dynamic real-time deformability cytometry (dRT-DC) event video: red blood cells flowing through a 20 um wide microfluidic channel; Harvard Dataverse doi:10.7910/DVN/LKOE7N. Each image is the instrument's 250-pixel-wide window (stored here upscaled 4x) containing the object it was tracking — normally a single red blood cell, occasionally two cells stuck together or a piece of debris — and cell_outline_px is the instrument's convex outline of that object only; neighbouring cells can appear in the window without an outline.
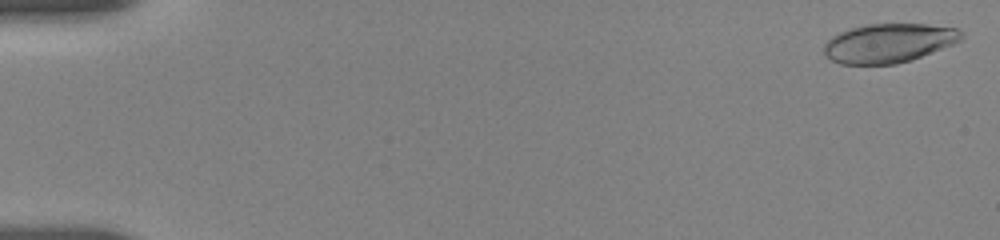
{"species": "human", "species_latin": "Homo sapiens", "temperature_condition": "room temperature", "stored_images_in_passage": 12, "camera_frame_rate_fps": 3000, "um_per_image_px": 0.085, "donor": {"sex": "female"}, "frame": {"image": 1, "passage_image": 2, "time_ms": 0.333, "image_size_px": [1000, 240], "cell_outline_px": [[964, 36], [960, 40], [952, 44], [912, 60], [896, 64], [840, 64], [824, 56], [824, 44], [832, 36], [840, 32], [852, 28], [868, 24], [928, 24], [956, 28], [964, 32]], "centroid_in_image_um": [75.54, 3.66], "position_along_channel_um": 9.5, "area_um2": 31.27}}